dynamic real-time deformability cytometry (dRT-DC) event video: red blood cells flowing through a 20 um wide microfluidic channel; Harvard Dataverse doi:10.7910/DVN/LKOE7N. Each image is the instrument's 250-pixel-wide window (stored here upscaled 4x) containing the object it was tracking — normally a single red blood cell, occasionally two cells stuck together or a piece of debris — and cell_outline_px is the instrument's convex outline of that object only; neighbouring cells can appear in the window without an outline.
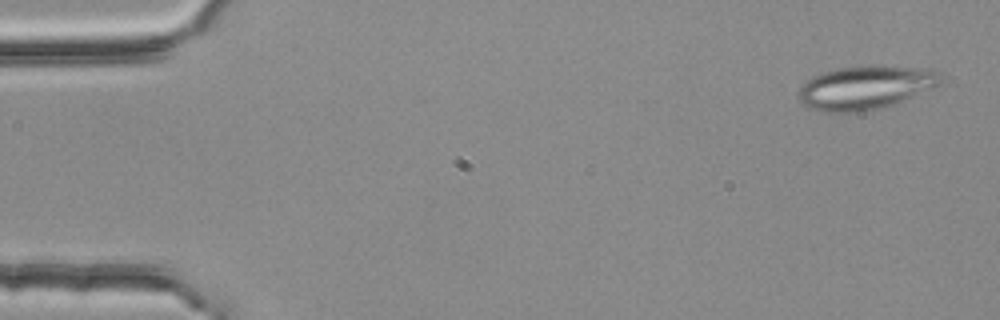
{"species": "common noctule bat (a hibernating species)", "species_latin": "Nyctalus noctula", "temperature_condition": "room temperature", "stored_images_in_passage": 4, "camera_frame_rate_fps": 3000, "um_per_image_px": 0.085, "animal": {"sex": "female", "body_mass_g": 25.1}, "frame": {"image": 1, "passage_image": 1, "time_ms": 0.0, "image_size_px": [1000, 320], "cell_outline_px": [[940, 84], [932, 88], [896, 104], [880, 108], [860, 112], [824, 112], [808, 108], [800, 100], [800, 88], [812, 76], [824, 72], [840, 68], [876, 64], [884, 64], [920, 68], [932, 72], [940, 80]], "centroid_in_image_um": [73.53, 7.44], "position_along_channel_um": 11.5, "area_um2": 35.84}}